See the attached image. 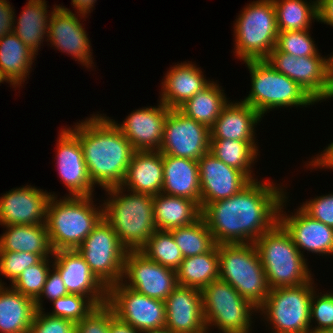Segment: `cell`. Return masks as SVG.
Listing matches in <instances>:
<instances>
[{
	"instance_id": "1",
	"label": "cell",
	"mask_w": 333,
	"mask_h": 333,
	"mask_svg": "<svg viewBox=\"0 0 333 333\" xmlns=\"http://www.w3.org/2000/svg\"><path fill=\"white\" fill-rule=\"evenodd\" d=\"M284 191L270 180H253L239 193L206 204L201 217L216 244L254 243L279 222Z\"/></svg>"
},
{
	"instance_id": "2",
	"label": "cell",
	"mask_w": 333,
	"mask_h": 333,
	"mask_svg": "<svg viewBox=\"0 0 333 333\" xmlns=\"http://www.w3.org/2000/svg\"><path fill=\"white\" fill-rule=\"evenodd\" d=\"M79 122L68 129L80 141L94 187L121 186L135 151L131 143L104 114H92Z\"/></svg>"
},
{
	"instance_id": "3",
	"label": "cell",
	"mask_w": 333,
	"mask_h": 333,
	"mask_svg": "<svg viewBox=\"0 0 333 333\" xmlns=\"http://www.w3.org/2000/svg\"><path fill=\"white\" fill-rule=\"evenodd\" d=\"M105 192L108 198L102 200L103 220L113 228L127 251L141 250L157 230L153 213L154 195L135 193L121 186Z\"/></svg>"
},
{
	"instance_id": "4",
	"label": "cell",
	"mask_w": 333,
	"mask_h": 333,
	"mask_svg": "<svg viewBox=\"0 0 333 333\" xmlns=\"http://www.w3.org/2000/svg\"><path fill=\"white\" fill-rule=\"evenodd\" d=\"M55 195L48 201L45 221L51 248L77 249L103 219L102 203L98 207L94 195H66L59 199Z\"/></svg>"
},
{
	"instance_id": "5",
	"label": "cell",
	"mask_w": 333,
	"mask_h": 333,
	"mask_svg": "<svg viewBox=\"0 0 333 333\" xmlns=\"http://www.w3.org/2000/svg\"><path fill=\"white\" fill-rule=\"evenodd\" d=\"M270 289L299 286L312 279L307 258L299 252L290 234L278 222L255 242Z\"/></svg>"
},
{
	"instance_id": "6",
	"label": "cell",
	"mask_w": 333,
	"mask_h": 333,
	"mask_svg": "<svg viewBox=\"0 0 333 333\" xmlns=\"http://www.w3.org/2000/svg\"><path fill=\"white\" fill-rule=\"evenodd\" d=\"M251 77V90L243 102L262 117L275 108L308 107L317 103L298 83L275 70L266 60L244 61Z\"/></svg>"
},
{
	"instance_id": "7",
	"label": "cell",
	"mask_w": 333,
	"mask_h": 333,
	"mask_svg": "<svg viewBox=\"0 0 333 333\" xmlns=\"http://www.w3.org/2000/svg\"><path fill=\"white\" fill-rule=\"evenodd\" d=\"M217 248L219 279L258 308L268 297L270 287L255 244H217Z\"/></svg>"
},
{
	"instance_id": "8",
	"label": "cell",
	"mask_w": 333,
	"mask_h": 333,
	"mask_svg": "<svg viewBox=\"0 0 333 333\" xmlns=\"http://www.w3.org/2000/svg\"><path fill=\"white\" fill-rule=\"evenodd\" d=\"M234 22V54L240 61L265 60L276 46L279 30L273 0L247 4Z\"/></svg>"
},
{
	"instance_id": "9",
	"label": "cell",
	"mask_w": 333,
	"mask_h": 333,
	"mask_svg": "<svg viewBox=\"0 0 333 333\" xmlns=\"http://www.w3.org/2000/svg\"><path fill=\"white\" fill-rule=\"evenodd\" d=\"M201 292L208 333L214 326L220 333H251L252 314L255 315L258 308L243 298L231 284L217 279Z\"/></svg>"
},
{
	"instance_id": "10",
	"label": "cell",
	"mask_w": 333,
	"mask_h": 333,
	"mask_svg": "<svg viewBox=\"0 0 333 333\" xmlns=\"http://www.w3.org/2000/svg\"><path fill=\"white\" fill-rule=\"evenodd\" d=\"M313 285L312 279L299 286L270 289L257 313L271 325V333H311L310 302L316 289Z\"/></svg>"
},
{
	"instance_id": "11",
	"label": "cell",
	"mask_w": 333,
	"mask_h": 333,
	"mask_svg": "<svg viewBox=\"0 0 333 333\" xmlns=\"http://www.w3.org/2000/svg\"><path fill=\"white\" fill-rule=\"evenodd\" d=\"M76 250L107 288L121 282L127 250L106 221L102 219Z\"/></svg>"
},
{
	"instance_id": "12",
	"label": "cell",
	"mask_w": 333,
	"mask_h": 333,
	"mask_svg": "<svg viewBox=\"0 0 333 333\" xmlns=\"http://www.w3.org/2000/svg\"><path fill=\"white\" fill-rule=\"evenodd\" d=\"M107 303L115 316L139 331L165 327V301L150 298L121 282L108 288Z\"/></svg>"
},
{
	"instance_id": "13",
	"label": "cell",
	"mask_w": 333,
	"mask_h": 333,
	"mask_svg": "<svg viewBox=\"0 0 333 333\" xmlns=\"http://www.w3.org/2000/svg\"><path fill=\"white\" fill-rule=\"evenodd\" d=\"M121 283L143 295L162 301L178 286L175 270L150 260L140 250L127 251Z\"/></svg>"
},
{
	"instance_id": "14",
	"label": "cell",
	"mask_w": 333,
	"mask_h": 333,
	"mask_svg": "<svg viewBox=\"0 0 333 333\" xmlns=\"http://www.w3.org/2000/svg\"><path fill=\"white\" fill-rule=\"evenodd\" d=\"M159 151L163 155L198 161L210 151V129L178 109H170Z\"/></svg>"
},
{
	"instance_id": "15",
	"label": "cell",
	"mask_w": 333,
	"mask_h": 333,
	"mask_svg": "<svg viewBox=\"0 0 333 333\" xmlns=\"http://www.w3.org/2000/svg\"><path fill=\"white\" fill-rule=\"evenodd\" d=\"M327 58L296 57L274 48L265 60L275 70L298 83L318 103L330 100Z\"/></svg>"
},
{
	"instance_id": "16",
	"label": "cell",
	"mask_w": 333,
	"mask_h": 333,
	"mask_svg": "<svg viewBox=\"0 0 333 333\" xmlns=\"http://www.w3.org/2000/svg\"><path fill=\"white\" fill-rule=\"evenodd\" d=\"M53 7L46 41L50 42L51 47L54 46L57 50L70 55L87 69L91 67L93 69L92 46L83 24L80 23V20L87 16L81 14L78 16L76 11L73 13L69 8L60 4Z\"/></svg>"
},
{
	"instance_id": "17",
	"label": "cell",
	"mask_w": 333,
	"mask_h": 333,
	"mask_svg": "<svg viewBox=\"0 0 333 333\" xmlns=\"http://www.w3.org/2000/svg\"><path fill=\"white\" fill-rule=\"evenodd\" d=\"M288 200L285 196L280 205L279 223L290 234L303 257L305 251L319 256H333V228L311 218L300 207L294 209L295 213L287 215L284 207Z\"/></svg>"
},
{
	"instance_id": "18",
	"label": "cell",
	"mask_w": 333,
	"mask_h": 333,
	"mask_svg": "<svg viewBox=\"0 0 333 333\" xmlns=\"http://www.w3.org/2000/svg\"><path fill=\"white\" fill-rule=\"evenodd\" d=\"M169 111L170 108L159 101L157 106L133 110L122 123L108 118L131 143L135 151H159Z\"/></svg>"
},
{
	"instance_id": "19",
	"label": "cell",
	"mask_w": 333,
	"mask_h": 333,
	"mask_svg": "<svg viewBox=\"0 0 333 333\" xmlns=\"http://www.w3.org/2000/svg\"><path fill=\"white\" fill-rule=\"evenodd\" d=\"M52 193L31 184L3 193L0 197V225L45 224L47 205Z\"/></svg>"
},
{
	"instance_id": "20",
	"label": "cell",
	"mask_w": 333,
	"mask_h": 333,
	"mask_svg": "<svg viewBox=\"0 0 333 333\" xmlns=\"http://www.w3.org/2000/svg\"><path fill=\"white\" fill-rule=\"evenodd\" d=\"M201 209L211 202L239 193L251 180L240 170L226 165L210 151L198 161Z\"/></svg>"
},
{
	"instance_id": "21",
	"label": "cell",
	"mask_w": 333,
	"mask_h": 333,
	"mask_svg": "<svg viewBox=\"0 0 333 333\" xmlns=\"http://www.w3.org/2000/svg\"><path fill=\"white\" fill-rule=\"evenodd\" d=\"M56 143V163L68 196H92L94 185L85 164L79 139L67 128H61Z\"/></svg>"
},
{
	"instance_id": "22",
	"label": "cell",
	"mask_w": 333,
	"mask_h": 333,
	"mask_svg": "<svg viewBox=\"0 0 333 333\" xmlns=\"http://www.w3.org/2000/svg\"><path fill=\"white\" fill-rule=\"evenodd\" d=\"M51 259L69 294L89 297L96 305L107 303L108 288L76 249L53 251Z\"/></svg>"
},
{
	"instance_id": "23",
	"label": "cell",
	"mask_w": 333,
	"mask_h": 333,
	"mask_svg": "<svg viewBox=\"0 0 333 333\" xmlns=\"http://www.w3.org/2000/svg\"><path fill=\"white\" fill-rule=\"evenodd\" d=\"M165 310V327L172 333H208L200 290L178 285L165 299Z\"/></svg>"
},
{
	"instance_id": "24",
	"label": "cell",
	"mask_w": 333,
	"mask_h": 333,
	"mask_svg": "<svg viewBox=\"0 0 333 333\" xmlns=\"http://www.w3.org/2000/svg\"><path fill=\"white\" fill-rule=\"evenodd\" d=\"M223 107L210 128V140L256 141V125L262 116L250 105L240 100L231 101ZM235 102V103H234Z\"/></svg>"
},
{
	"instance_id": "25",
	"label": "cell",
	"mask_w": 333,
	"mask_h": 333,
	"mask_svg": "<svg viewBox=\"0 0 333 333\" xmlns=\"http://www.w3.org/2000/svg\"><path fill=\"white\" fill-rule=\"evenodd\" d=\"M200 68L189 61L171 66L162 79L159 101L170 109H177L205 88L211 80L206 79Z\"/></svg>"
},
{
	"instance_id": "26",
	"label": "cell",
	"mask_w": 333,
	"mask_h": 333,
	"mask_svg": "<svg viewBox=\"0 0 333 333\" xmlns=\"http://www.w3.org/2000/svg\"><path fill=\"white\" fill-rule=\"evenodd\" d=\"M163 154L160 151H134L121 187L157 195L163 186Z\"/></svg>"
},
{
	"instance_id": "27",
	"label": "cell",
	"mask_w": 333,
	"mask_h": 333,
	"mask_svg": "<svg viewBox=\"0 0 333 333\" xmlns=\"http://www.w3.org/2000/svg\"><path fill=\"white\" fill-rule=\"evenodd\" d=\"M162 193L194 200L201 209L198 162L187 158L163 155Z\"/></svg>"
},
{
	"instance_id": "28",
	"label": "cell",
	"mask_w": 333,
	"mask_h": 333,
	"mask_svg": "<svg viewBox=\"0 0 333 333\" xmlns=\"http://www.w3.org/2000/svg\"><path fill=\"white\" fill-rule=\"evenodd\" d=\"M36 55L14 32L0 38V83L20 89L29 78Z\"/></svg>"
},
{
	"instance_id": "29",
	"label": "cell",
	"mask_w": 333,
	"mask_h": 333,
	"mask_svg": "<svg viewBox=\"0 0 333 333\" xmlns=\"http://www.w3.org/2000/svg\"><path fill=\"white\" fill-rule=\"evenodd\" d=\"M35 312L32 298L0 285V333H28Z\"/></svg>"
},
{
	"instance_id": "30",
	"label": "cell",
	"mask_w": 333,
	"mask_h": 333,
	"mask_svg": "<svg viewBox=\"0 0 333 333\" xmlns=\"http://www.w3.org/2000/svg\"><path fill=\"white\" fill-rule=\"evenodd\" d=\"M153 210L156 228L163 231L191 225L201 217L200 206L194 200L162 192L154 195Z\"/></svg>"
},
{
	"instance_id": "31",
	"label": "cell",
	"mask_w": 333,
	"mask_h": 333,
	"mask_svg": "<svg viewBox=\"0 0 333 333\" xmlns=\"http://www.w3.org/2000/svg\"><path fill=\"white\" fill-rule=\"evenodd\" d=\"M0 235V251L25 252L50 258L53 250L50 245L46 224L3 226Z\"/></svg>"
},
{
	"instance_id": "32",
	"label": "cell",
	"mask_w": 333,
	"mask_h": 333,
	"mask_svg": "<svg viewBox=\"0 0 333 333\" xmlns=\"http://www.w3.org/2000/svg\"><path fill=\"white\" fill-rule=\"evenodd\" d=\"M46 2V0H28L26 7L18 17L19 19L14 18L13 32L37 55L41 44L47 38L48 23L54 10L52 8L50 12Z\"/></svg>"
},
{
	"instance_id": "33",
	"label": "cell",
	"mask_w": 333,
	"mask_h": 333,
	"mask_svg": "<svg viewBox=\"0 0 333 333\" xmlns=\"http://www.w3.org/2000/svg\"><path fill=\"white\" fill-rule=\"evenodd\" d=\"M218 82L211 81L192 98L186 100L177 109L189 118L207 126H213L223 107L229 102Z\"/></svg>"
},
{
	"instance_id": "34",
	"label": "cell",
	"mask_w": 333,
	"mask_h": 333,
	"mask_svg": "<svg viewBox=\"0 0 333 333\" xmlns=\"http://www.w3.org/2000/svg\"><path fill=\"white\" fill-rule=\"evenodd\" d=\"M176 273L179 286L200 291L219 279L217 244L209 252L184 258Z\"/></svg>"
},
{
	"instance_id": "35",
	"label": "cell",
	"mask_w": 333,
	"mask_h": 333,
	"mask_svg": "<svg viewBox=\"0 0 333 333\" xmlns=\"http://www.w3.org/2000/svg\"><path fill=\"white\" fill-rule=\"evenodd\" d=\"M258 147L257 141L210 140V152L226 165L242 171L251 181L257 180L252 167L260 155Z\"/></svg>"
},
{
	"instance_id": "36",
	"label": "cell",
	"mask_w": 333,
	"mask_h": 333,
	"mask_svg": "<svg viewBox=\"0 0 333 333\" xmlns=\"http://www.w3.org/2000/svg\"><path fill=\"white\" fill-rule=\"evenodd\" d=\"M273 4L279 32L307 30L318 20L317 0H273Z\"/></svg>"
},
{
	"instance_id": "37",
	"label": "cell",
	"mask_w": 333,
	"mask_h": 333,
	"mask_svg": "<svg viewBox=\"0 0 333 333\" xmlns=\"http://www.w3.org/2000/svg\"><path fill=\"white\" fill-rule=\"evenodd\" d=\"M170 232L184 258L209 252L216 245L202 217L191 225L178 227Z\"/></svg>"
},
{
	"instance_id": "38",
	"label": "cell",
	"mask_w": 333,
	"mask_h": 333,
	"mask_svg": "<svg viewBox=\"0 0 333 333\" xmlns=\"http://www.w3.org/2000/svg\"><path fill=\"white\" fill-rule=\"evenodd\" d=\"M140 251L150 260L175 271L184 259L170 231L156 230Z\"/></svg>"
},
{
	"instance_id": "39",
	"label": "cell",
	"mask_w": 333,
	"mask_h": 333,
	"mask_svg": "<svg viewBox=\"0 0 333 333\" xmlns=\"http://www.w3.org/2000/svg\"><path fill=\"white\" fill-rule=\"evenodd\" d=\"M50 260L43 258L39 263L27 267L10 286L35 301L41 294L48 272L53 266V260Z\"/></svg>"
},
{
	"instance_id": "40",
	"label": "cell",
	"mask_w": 333,
	"mask_h": 333,
	"mask_svg": "<svg viewBox=\"0 0 333 333\" xmlns=\"http://www.w3.org/2000/svg\"><path fill=\"white\" fill-rule=\"evenodd\" d=\"M309 32L310 29L279 32L275 48L296 57L321 56Z\"/></svg>"
},
{
	"instance_id": "41",
	"label": "cell",
	"mask_w": 333,
	"mask_h": 333,
	"mask_svg": "<svg viewBox=\"0 0 333 333\" xmlns=\"http://www.w3.org/2000/svg\"><path fill=\"white\" fill-rule=\"evenodd\" d=\"M52 312H46L53 317L68 319L74 323L80 322L97 305L86 296L68 294L52 301Z\"/></svg>"
},
{
	"instance_id": "42",
	"label": "cell",
	"mask_w": 333,
	"mask_h": 333,
	"mask_svg": "<svg viewBox=\"0 0 333 333\" xmlns=\"http://www.w3.org/2000/svg\"><path fill=\"white\" fill-rule=\"evenodd\" d=\"M315 319V320H314ZM317 324L312 328L313 323ZM312 323V324H311ZM311 333H326L333 328V291L323 294L313 291L310 302Z\"/></svg>"
},
{
	"instance_id": "43",
	"label": "cell",
	"mask_w": 333,
	"mask_h": 333,
	"mask_svg": "<svg viewBox=\"0 0 333 333\" xmlns=\"http://www.w3.org/2000/svg\"><path fill=\"white\" fill-rule=\"evenodd\" d=\"M42 259L41 255L34 253L0 251V275L8 278L12 284L27 267L39 263ZM0 285H5L1 279Z\"/></svg>"
},
{
	"instance_id": "44",
	"label": "cell",
	"mask_w": 333,
	"mask_h": 333,
	"mask_svg": "<svg viewBox=\"0 0 333 333\" xmlns=\"http://www.w3.org/2000/svg\"><path fill=\"white\" fill-rule=\"evenodd\" d=\"M115 313L108 303L97 305L80 322L75 323V333H109Z\"/></svg>"
},
{
	"instance_id": "45",
	"label": "cell",
	"mask_w": 333,
	"mask_h": 333,
	"mask_svg": "<svg viewBox=\"0 0 333 333\" xmlns=\"http://www.w3.org/2000/svg\"><path fill=\"white\" fill-rule=\"evenodd\" d=\"M28 333H75V323L50 316L44 310H36Z\"/></svg>"
},
{
	"instance_id": "46",
	"label": "cell",
	"mask_w": 333,
	"mask_h": 333,
	"mask_svg": "<svg viewBox=\"0 0 333 333\" xmlns=\"http://www.w3.org/2000/svg\"><path fill=\"white\" fill-rule=\"evenodd\" d=\"M299 207L311 218L333 228V193L309 199Z\"/></svg>"
},
{
	"instance_id": "47",
	"label": "cell",
	"mask_w": 333,
	"mask_h": 333,
	"mask_svg": "<svg viewBox=\"0 0 333 333\" xmlns=\"http://www.w3.org/2000/svg\"><path fill=\"white\" fill-rule=\"evenodd\" d=\"M68 294L67 288L65 287L59 272L52 266V270L50 269L48 272L43 290L35 300V308L36 310H45L43 308V297L51 302Z\"/></svg>"
},
{
	"instance_id": "48",
	"label": "cell",
	"mask_w": 333,
	"mask_h": 333,
	"mask_svg": "<svg viewBox=\"0 0 333 333\" xmlns=\"http://www.w3.org/2000/svg\"><path fill=\"white\" fill-rule=\"evenodd\" d=\"M11 6L8 0H0V38L14 31V18L17 17Z\"/></svg>"
},
{
	"instance_id": "49",
	"label": "cell",
	"mask_w": 333,
	"mask_h": 333,
	"mask_svg": "<svg viewBox=\"0 0 333 333\" xmlns=\"http://www.w3.org/2000/svg\"><path fill=\"white\" fill-rule=\"evenodd\" d=\"M312 161H307L309 163H306L307 167L309 166L310 169H312V167L314 169H333V142H331L330 144H328V146H326V148L319 154H317V156H313V158L311 159Z\"/></svg>"
},
{
	"instance_id": "50",
	"label": "cell",
	"mask_w": 333,
	"mask_h": 333,
	"mask_svg": "<svg viewBox=\"0 0 333 333\" xmlns=\"http://www.w3.org/2000/svg\"><path fill=\"white\" fill-rule=\"evenodd\" d=\"M318 20L333 27V0H317Z\"/></svg>"
},
{
	"instance_id": "51",
	"label": "cell",
	"mask_w": 333,
	"mask_h": 333,
	"mask_svg": "<svg viewBox=\"0 0 333 333\" xmlns=\"http://www.w3.org/2000/svg\"><path fill=\"white\" fill-rule=\"evenodd\" d=\"M73 8L77 11V14L88 15L94 8L97 0H71Z\"/></svg>"
},
{
	"instance_id": "52",
	"label": "cell",
	"mask_w": 333,
	"mask_h": 333,
	"mask_svg": "<svg viewBox=\"0 0 333 333\" xmlns=\"http://www.w3.org/2000/svg\"><path fill=\"white\" fill-rule=\"evenodd\" d=\"M109 333H140V331L136 330L135 328H133L129 324L123 323L117 317H115L110 322Z\"/></svg>"
},
{
	"instance_id": "53",
	"label": "cell",
	"mask_w": 333,
	"mask_h": 333,
	"mask_svg": "<svg viewBox=\"0 0 333 333\" xmlns=\"http://www.w3.org/2000/svg\"><path fill=\"white\" fill-rule=\"evenodd\" d=\"M327 65H328V83L330 87V100L333 99V52L332 55L328 56Z\"/></svg>"
},
{
	"instance_id": "54",
	"label": "cell",
	"mask_w": 333,
	"mask_h": 333,
	"mask_svg": "<svg viewBox=\"0 0 333 333\" xmlns=\"http://www.w3.org/2000/svg\"><path fill=\"white\" fill-rule=\"evenodd\" d=\"M140 333H172V332L168 328L163 327V328H159V329L140 331Z\"/></svg>"
},
{
	"instance_id": "55",
	"label": "cell",
	"mask_w": 333,
	"mask_h": 333,
	"mask_svg": "<svg viewBox=\"0 0 333 333\" xmlns=\"http://www.w3.org/2000/svg\"><path fill=\"white\" fill-rule=\"evenodd\" d=\"M326 333H333V328L329 329Z\"/></svg>"
}]
</instances>
